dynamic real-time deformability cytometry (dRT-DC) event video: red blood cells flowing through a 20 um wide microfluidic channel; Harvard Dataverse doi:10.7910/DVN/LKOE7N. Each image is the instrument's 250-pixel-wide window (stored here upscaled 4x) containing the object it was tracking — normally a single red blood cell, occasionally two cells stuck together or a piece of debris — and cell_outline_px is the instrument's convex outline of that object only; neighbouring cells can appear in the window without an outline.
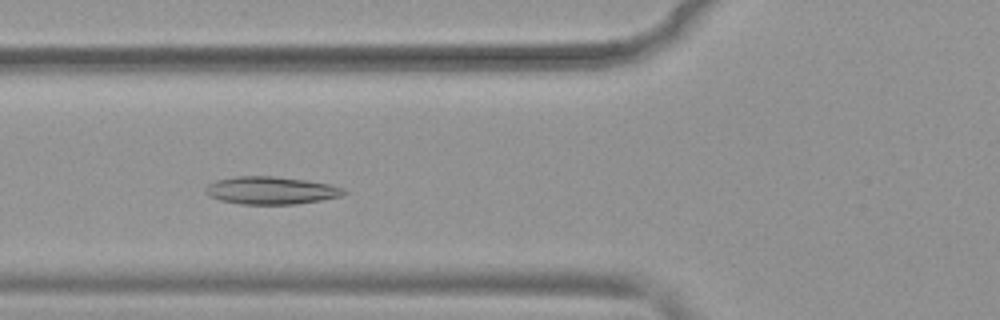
{"species": "common noctule bat (a hibernating species)", "species_latin": "Nyctalus noctula", "temperature_condition": "warm", "stored_images_in_passage": 30, "camera_frame_rate_fps": 3000, "um_per_image_px": 0.085, "animal": {"sex": "female", "body_mass_g": 19.9}, "frame": {"image": 1, "passage_image": 8, "time_ms": 2.333, "image_size_px": [1000, 320], "cell_outline_px": [[348, 192], [340, 196], [320, 200], [296, 204], [240, 204], [220, 200], [208, 196], [204, 192], [204, 188], [208, 184], [216, 180], [236, 176], [276, 176], [332, 184], [344, 188]], "centroid_in_image_um": [23.01, 16.18], "position_along_channel_um": 102.8, "area_um2": 22.43}}
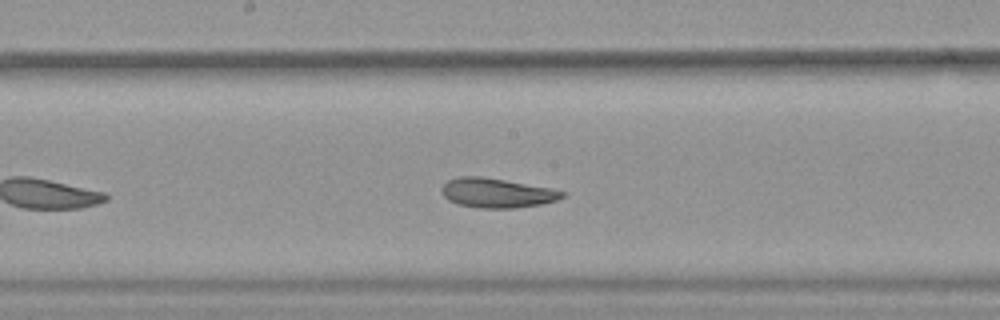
{"frame": {"image": 2, "passage_image": 16, "time_ms": 5.0, "image_size_px": [1000, 320], "cell_outline_px": [[564, 196], [556, 200], [540, 204], [516, 208], [480, 208], [456, 204], [448, 200], [444, 196], [440, 188], [448, 180], [460, 176], [480, 176], [552, 188], [564, 192]], "centroid_in_image_um": [42.19, 16.4], "position_along_channel_um": 206.0, "area_um2": 20.63}}
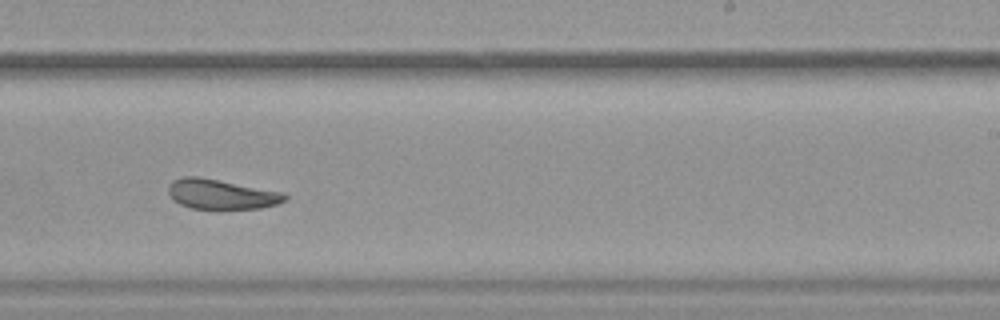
{"frame": {"image": 3, "passage_image": 21, "time_ms": 6.667, "image_size_px": [1000, 320], "cell_outline_px": [[288, 200], [276, 204], [260, 208], [188, 208], [180, 204], [168, 192], [168, 184], [172, 180], [184, 176], [200, 176], [280, 192], [288, 196]], "centroid_in_image_um": [18.78, 16.49], "position_along_channel_um": 270.2, "area_um2": 20.0}, "authors_computed_cell_mechanics": {"area_um2": 21.097, "velocity_mm_per_s": 3.8791, "shape_relaxation_time_tau1_ms": 6.4233, "shape_relaxation_time_tau2_ms": 4.7177, "deformation_change_tau1": 0.1414, "deformation_change_tau2": 0.1258}}